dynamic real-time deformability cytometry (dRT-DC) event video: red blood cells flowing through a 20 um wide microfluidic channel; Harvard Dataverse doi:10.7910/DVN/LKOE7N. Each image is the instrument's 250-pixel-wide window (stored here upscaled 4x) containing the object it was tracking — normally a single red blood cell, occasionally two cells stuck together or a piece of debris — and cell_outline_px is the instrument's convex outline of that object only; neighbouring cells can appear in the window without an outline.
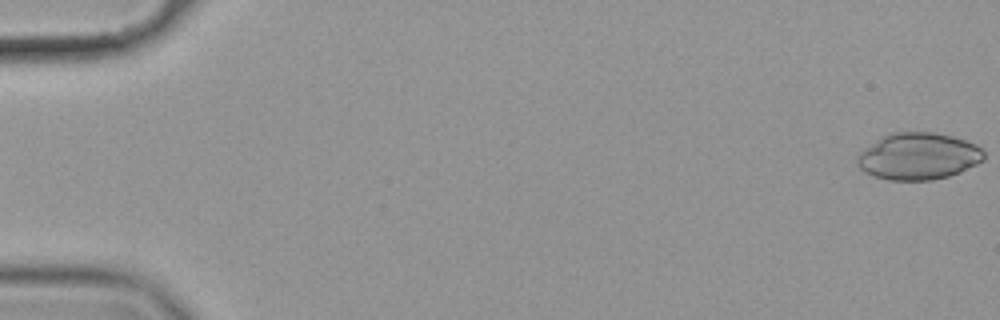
{"species": "common noctule bat (a hibernating species)", "species_latin": "Nyctalus noctula", "temperature_condition": "cold", "stored_images_in_passage": 57, "camera_frame_rate_fps": 3000, "um_per_image_px": 0.085, "animal": {"sex": "female", "body_mass_g": 19.9}, "frame": {"image": 1, "passage_image": 1, "time_ms": 0.0, "image_size_px": [1000, 320], "cell_outline_px": [[984, 160], [960, 172], [948, 176], [932, 180], [888, 180], [872, 176], [864, 172], [856, 164], [856, 156], [864, 148], [880, 136], [892, 132], [932, 132], [952, 136], [976, 144], [984, 152]], "centroid_in_image_um": [78.01, 13.28], "position_along_channel_um": 7.0, "area_um2": 34.85}}